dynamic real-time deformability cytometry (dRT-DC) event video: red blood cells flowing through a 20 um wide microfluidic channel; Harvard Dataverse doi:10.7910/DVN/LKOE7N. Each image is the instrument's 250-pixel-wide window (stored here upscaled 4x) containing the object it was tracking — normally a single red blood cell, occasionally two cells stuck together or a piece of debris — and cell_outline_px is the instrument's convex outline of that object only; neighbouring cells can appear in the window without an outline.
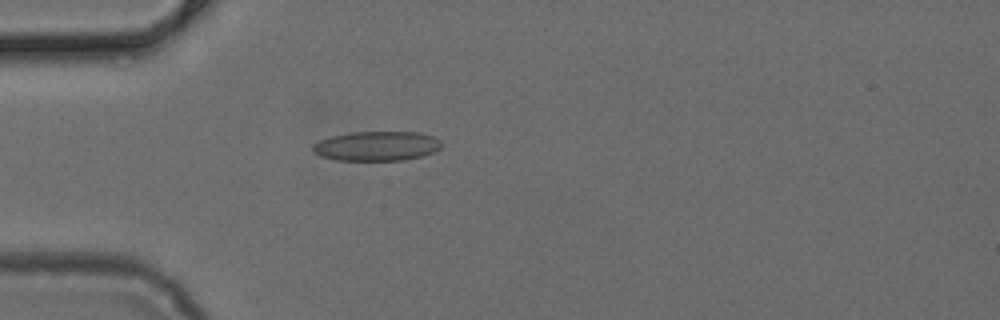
{"species": "common noctule bat (a hibernating species)", "species_latin": "Nyctalus noctula", "temperature_condition": "cold", "stored_images_in_passage": 33, "camera_frame_rate_fps": 3000, "um_per_image_px": 0.085, "animal": {"sex": "female", "body_mass_g": 24.6, "forearm_length_mm": 56.2}, "frame": {"image": 1, "passage_image": 2, "time_ms": 0.333, "image_size_px": [1000, 320], "cell_outline_px": [[440, 148], [432, 152], [420, 156], [404, 160], [336, 160], [320, 156], [312, 152], [312, 144], [320, 140], [332, 136], [352, 132], [420, 132], [432, 136], [440, 140]], "centroid_in_image_um": [31.98, 12.41], "position_along_channel_um": 53.0, "area_um2": 22.08}}
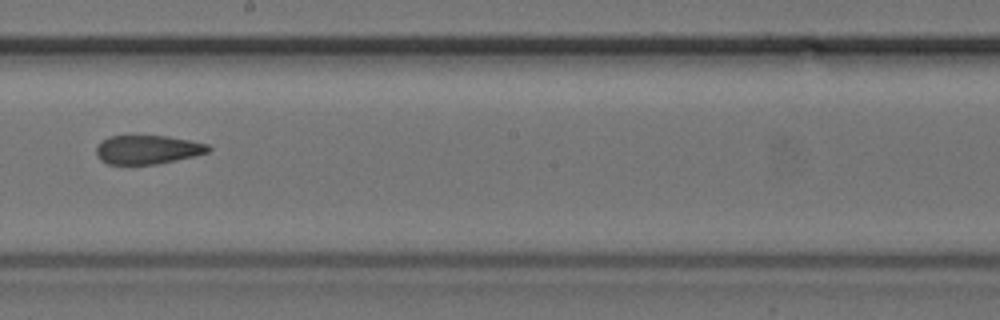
{"frame": {"image": 2, "passage_image": 16, "time_ms": 5.0, "image_size_px": [1000, 320], "cell_outline_px": [[212, 148], [208, 152], [176, 160], [156, 164], [108, 164], [100, 160], [96, 156], [96, 148], [100, 140], [108, 136], [168, 136], [208, 144]], "centroid_in_image_um": [12.5, 12.71], "position_along_channel_um": 235.7, "area_um2": 18.84}}
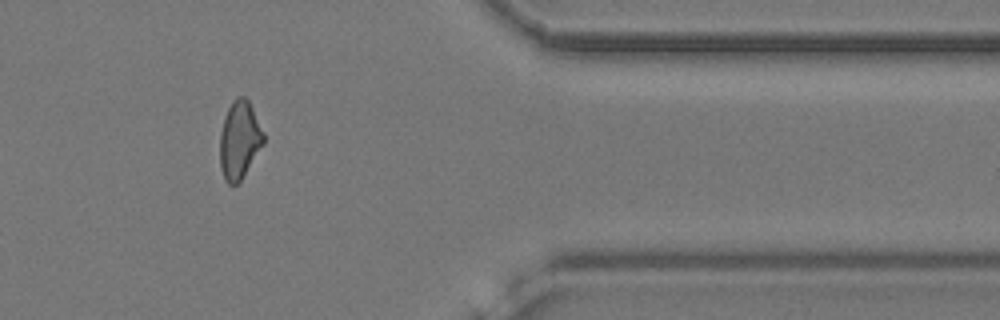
{"frame": {"image": 3, "passage_image": 29, "time_ms": 9.333, "image_size_px": [1000, 320], "cell_outline_px": [[264, 144], [240, 180], [236, 184], [228, 184], [224, 180], [220, 168], [220, 132], [224, 116], [232, 100], [236, 96], [244, 96], [248, 100], [264, 132]], "centroid_in_image_um": [20.34, 11.88], "position_along_channel_um": 391.1, "area_um2": 19.83}}